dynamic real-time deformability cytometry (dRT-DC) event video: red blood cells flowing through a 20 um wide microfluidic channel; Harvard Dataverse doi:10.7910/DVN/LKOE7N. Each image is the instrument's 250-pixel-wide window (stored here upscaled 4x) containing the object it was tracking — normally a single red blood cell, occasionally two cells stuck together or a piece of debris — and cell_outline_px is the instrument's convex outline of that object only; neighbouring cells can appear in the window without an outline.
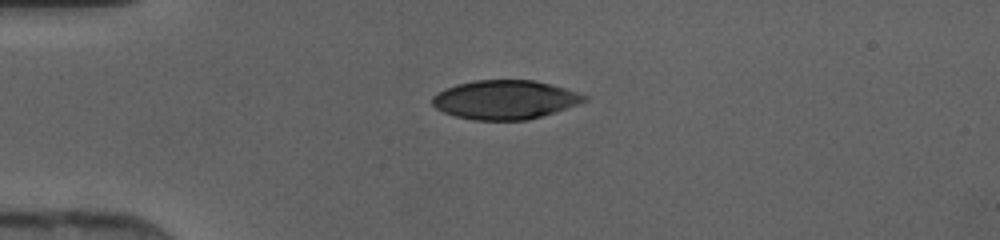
{"species": "human", "species_latin": "Homo sapiens", "temperature_condition": "cold", "stored_images_in_passage": 35, "camera_frame_rate_fps": 3000, "um_per_image_px": 0.085, "donor": {"sex": "female"}, "frame": {"image": 1, "passage_image": 1, "time_ms": 0.0, "image_size_px": [1000, 240], "cell_outline_px": [[588, 100], [556, 112], [528, 120], [476, 120], [456, 116], [444, 112], [436, 108], [432, 104], [432, 96], [436, 92], [444, 88], [456, 84], [476, 80], [532, 80], [564, 88], [588, 96]], "centroid_in_image_um": [42.89, 8.48], "position_along_channel_um": 42.1, "area_um2": 34.45}}
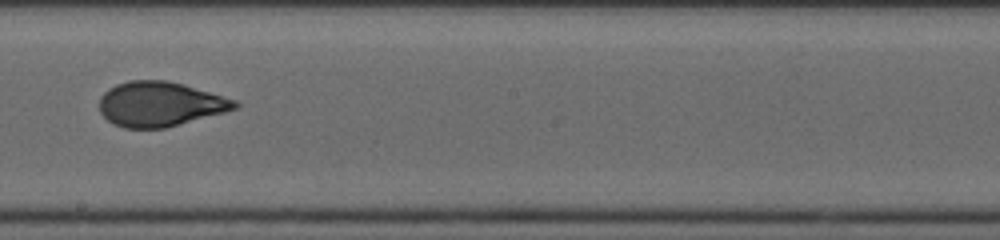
{"frame": {"image": 2, "passage_image": 16, "time_ms": 5.0, "image_size_px": [1000, 240], "cell_outline_px": [[240, 104], [236, 108], [224, 112], [164, 128], [124, 128], [112, 124], [100, 112], [100, 96], [108, 88], [116, 84], [132, 80], [164, 80], [184, 84], [236, 100]], "centroid_in_image_um": [13.57, 8.84], "position_along_channel_um": 234.6, "area_um2": 35.14}}
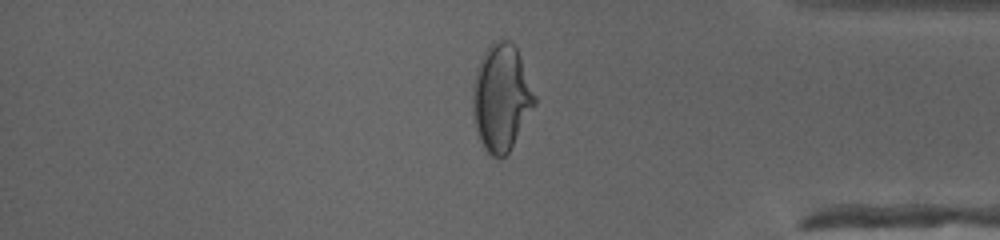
{"frame": {"image": 3, "passage_image": 28, "time_ms": 9.0, "image_size_px": [1000, 240], "cell_outline_px": [[536, 104], [508, 152], [504, 156], [492, 156], [484, 148], [480, 140], [476, 128], [472, 112], [472, 88], [476, 68], [484, 52], [492, 40], [508, 40], [516, 48], [520, 56], [536, 96]], "centroid_in_image_um": [42.59, 8.26], "position_along_channel_um": 392.6, "area_um2": 38.32}}